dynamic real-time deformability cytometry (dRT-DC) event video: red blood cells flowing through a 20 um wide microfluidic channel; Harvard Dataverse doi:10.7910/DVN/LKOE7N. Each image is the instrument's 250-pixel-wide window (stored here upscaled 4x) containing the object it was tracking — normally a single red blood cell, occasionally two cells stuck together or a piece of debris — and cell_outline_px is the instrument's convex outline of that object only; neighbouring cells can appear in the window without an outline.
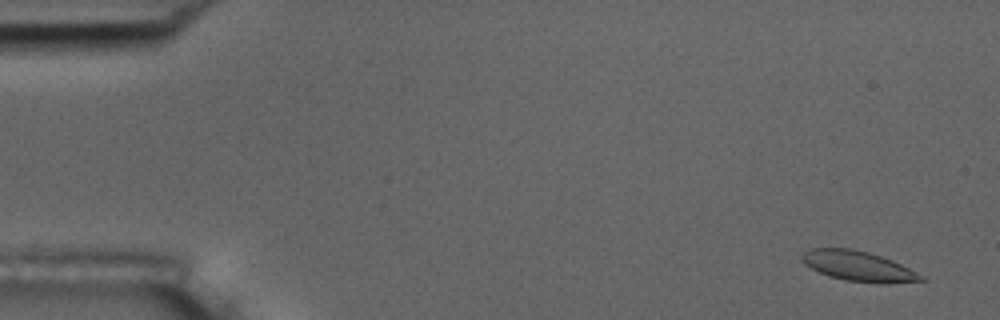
{"species": "common noctule bat (a hibernating species)", "species_latin": "Nyctalus noctula", "temperature_condition": "room temperature", "stored_images_in_passage": 56, "camera_frame_rate_fps": 3000, "um_per_image_px": 0.085, "animal": {"sex": "male", "body_mass_g": 17.5, "forearm_length_mm": 52.3}, "frame": {"image": 1, "passage_image": 3, "time_ms": 0.667, "image_size_px": [1000, 320], "cell_outline_px": [[924, 280], [884, 284], [844, 280], [828, 276], [804, 264], [800, 260], [800, 256], [804, 252], [812, 248], [852, 248], [868, 252], [892, 260], [924, 276]], "centroid_in_image_um": [72.92, 22.62], "position_along_channel_um": 12.1, "area_um2": 20.81}}
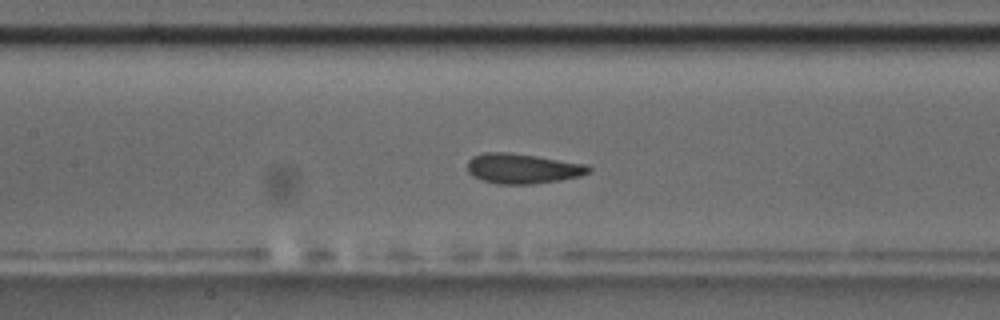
{"frame": {"image": 2, "passage_image": 26, "time_ms": 8.333, "image_size_px": [1000, 320], "cell_outline_px": [[592, 168], [588, 172], [580, 176], [560, 180], [532, 184], [496, 184], [472, 176], [468, 172], [468, 160], [472, 156], [484, 152], [508, 152], [536, 156], [588, 164]], "centroid_in_image_um": [44.41, 14.32], "position_along_channel_um": 163.0, "area_um2": 21.27}}
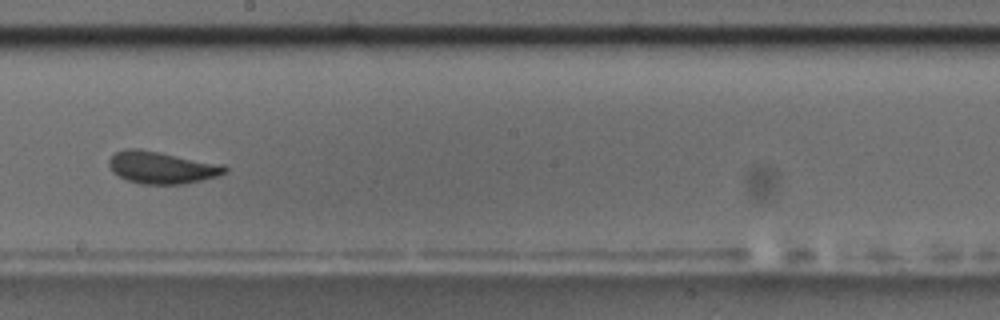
{"frame": {"image": 3, "passage_image": 32, "time_ms": 10.333, "image_size_px": [1000, 320], "cell_outline_px": [[228, 172], [204, 180], [184, 184], [140, 184], [128, 180], [112, 172], [108, 164], [108, 160], [116, 152], [124, 148], [136, 148], [224, 164], [228, 168]], "centroid_in_image_um": [13.76, 14.24], "position_along_channel_um": 234.4, "area_um2": 21.79}, "authors_computed_cell_mechanics": {"area_um2": 21.1837, "velocity_mm_per_s": 3.6038, "shape_relaxation_time_tau1_ms": 3.9275, "shape_relaxation_time_tau2_ms": 0.862, "deformation_change_tau1": 0.135, "deformation_change_tau2": 0.0798}}